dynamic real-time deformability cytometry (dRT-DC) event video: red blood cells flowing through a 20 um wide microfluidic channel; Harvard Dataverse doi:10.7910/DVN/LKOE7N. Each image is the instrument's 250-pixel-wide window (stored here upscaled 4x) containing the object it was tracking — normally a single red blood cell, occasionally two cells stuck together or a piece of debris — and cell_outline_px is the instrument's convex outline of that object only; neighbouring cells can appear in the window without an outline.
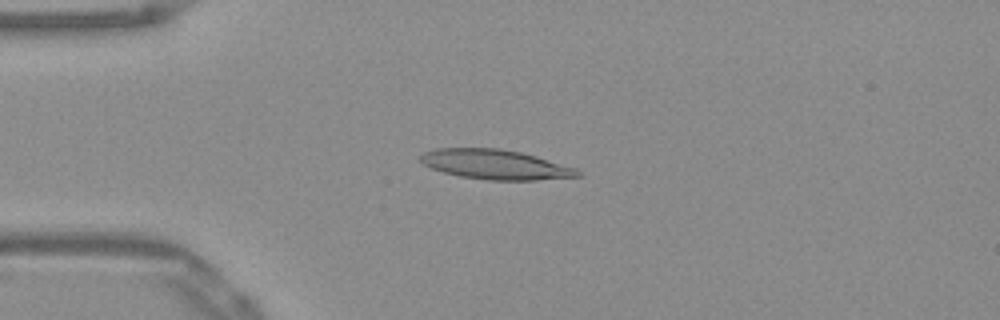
{"species": "Egyptian fruit bat (a non-hibernating species)", "species_latin": "Rousettus aegyptiacus", "temperature_condition": "warm", "stored_images_in_passage": 52, "camera_frame_rate_fps": 3000, "um_per_image_px": 0.085, "frame": {"image": 1, "passage_image": 13, "time_ms": 4.0, "image_size_px": [1000, 320], "cell_outline_px": [[580, 176], [536, 180], [488, 180], [460, 176], [444, 172], [432, 168], [424, 164], [420, 160], [420, 156], [424, 152], [436, 148], [500, 148], [520, 152], [536, 156], [576, 168], [580, 172]], "centroid_in_image_um": [42.1, 13.98], "position_along_channel_um": 42.9, "area_um2": 27.05}}
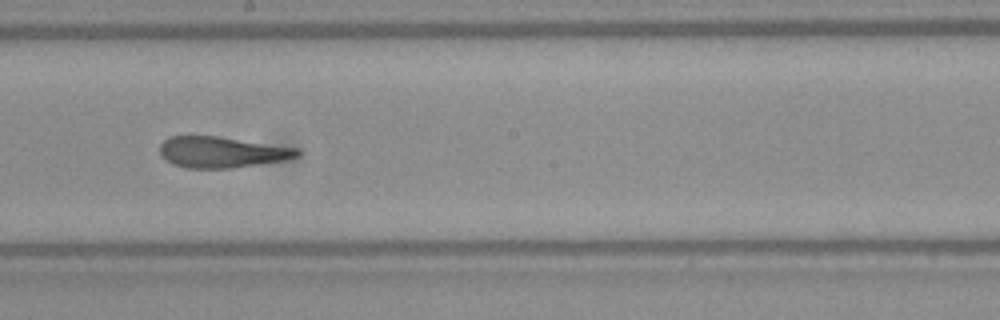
{"frame": {"image": 2, "passage_image": 29, "time_ms": 9.333, "image_size_px": [1000, 320], "cell_outline_px": [[300, 156], [284, 160], [232, 168], [188, 168], [172, 164], [164, 160], [160, 156], [160, 144], [168, 136], [216, 136], [300, 148]], "centroid_in_image_um": [18.83, 12.93], "position_along_channel_um": 229.4, "area_um2": 24.97}}
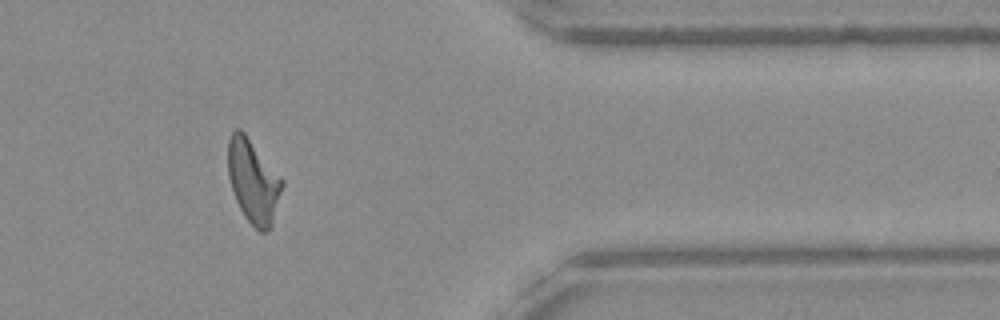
{"frame": {"image": 3, "passage_image": 43, "time_ms": 14.0, "image_size_px": [1000, 320], "cell_outline_px": [[284, 184], [272, 224], [268, 232], [260, 232], [244, 216], [236, 200], [228, 176], [228, 140], [232, 132], [236, 128], [240, 128], [244, 132], [284, 180]], "centroid_in_image_um": [21.53, 15.4], "position_along_channel_um": 389.9, "area_um2": 26.24}, "authors_computed_cell_mechanics": {"area_um2": 25.8366, "velocity_mm_per_s": 3.9048, "shape_relaxation_time_tau1_ms": null, "shape_relaxation_time_tau2_ms": 1.9048, "deformation_change_tau1": null, "deformation_change_tau2": 0.1192}}